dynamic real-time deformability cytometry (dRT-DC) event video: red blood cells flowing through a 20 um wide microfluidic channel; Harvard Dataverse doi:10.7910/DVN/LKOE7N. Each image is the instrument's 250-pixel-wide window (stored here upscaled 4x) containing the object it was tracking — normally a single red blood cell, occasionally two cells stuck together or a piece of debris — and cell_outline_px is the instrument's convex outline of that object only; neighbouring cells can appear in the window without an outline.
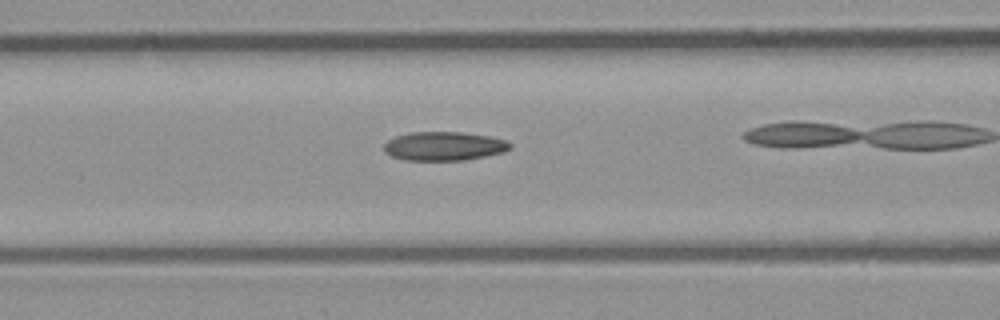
{"species": "common noctule bat (a hibernating species)", "species_latin": "Nyctalus noctula", "temperature_condition": "room temperature", "stored_images_in_passage": 4, "camera_frame_rate_fps": 3000, "um_per_image_px": 0.085, "animal": {"sex": "male", "body_mass_g": 23.1, "forearm_length_mm": 52.7}, "frame": {"image": 1, "passage_image": 3, "time_ms": 0.667, "image_size_px": [1000, 320], "cell_outline_px": [[512, 148], [504, 152], [464, 160], [404, 160], [392, 156], [384, 152], [384, 144], [388, 140], [396, 136], [412, 132], [460, 132], [488, 136], [504, 140], [512, 144]], "centroid_in_image_um": [37.73, 12.42], "position_along_channel_um": 128.9, "area_um2": 21.1}}